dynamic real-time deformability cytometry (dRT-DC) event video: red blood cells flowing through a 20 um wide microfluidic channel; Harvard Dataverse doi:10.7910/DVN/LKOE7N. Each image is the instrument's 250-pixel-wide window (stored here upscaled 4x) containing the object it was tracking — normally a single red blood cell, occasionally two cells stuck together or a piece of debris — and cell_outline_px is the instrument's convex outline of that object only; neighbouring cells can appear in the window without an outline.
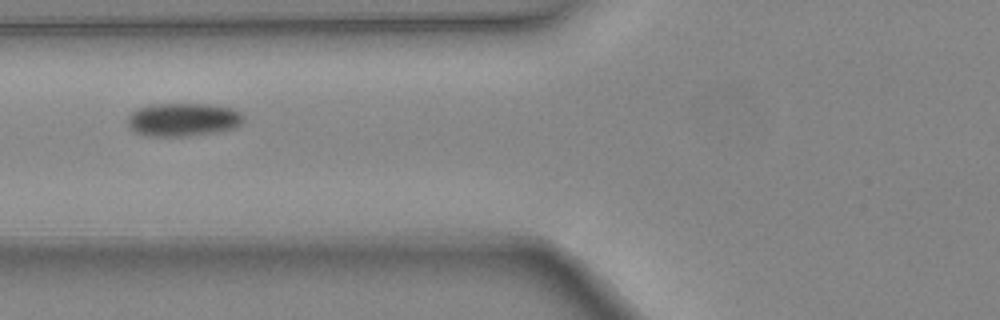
{"species": "common noctule bat (a hibernating species)", "species_latin": "Nyctalus noctula", "temperature_condition": "warm", "stored_images_in_passage": 6, "camera_frame_rate_fps": 3000, "um_per_image_px": 0.085, "animal": {"sex": "female", "body_mass_g": 24.6, "forearm_length_mm": 56.2}, "frame": {"image": 1, "passage_image": 5, "time_ms": 1.333, "image_size_px": [1000, 320], "cell_outline_px": [[244, 120], [240, 124], [232, 128], [212, 132], [188, 136], [148, 136], [136, 132], [128, 128], [128, 116], [132, 112], [140, 108], [156, 104], [208, 104], [236, 108], [244, 116]], "centroid_in_image_um": [15.57, 10.16], "position_along_channel_um": 110.2, "area_um2": 22.37}}
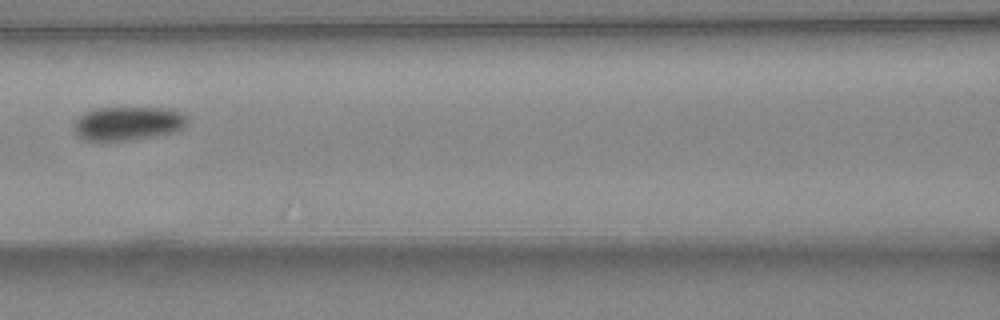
{"frame": {"image": 2, "passage_image": 6, "time_ms": 1.667, "image_size_px": [1000, 320], "cell_outline_px": [[188, 124], [184, 128], [176, 132], [132, 140], [100, 144], [84, 140], [76, 136], [72, 128], [72, 120], [84, 112], [96, 108], [168, 108], [180, 112], [188, 116]], "centroid_in_image_um": [10.79, 10.53], "position_along_channel_um": 155.8, "area_um2": 23.52}}